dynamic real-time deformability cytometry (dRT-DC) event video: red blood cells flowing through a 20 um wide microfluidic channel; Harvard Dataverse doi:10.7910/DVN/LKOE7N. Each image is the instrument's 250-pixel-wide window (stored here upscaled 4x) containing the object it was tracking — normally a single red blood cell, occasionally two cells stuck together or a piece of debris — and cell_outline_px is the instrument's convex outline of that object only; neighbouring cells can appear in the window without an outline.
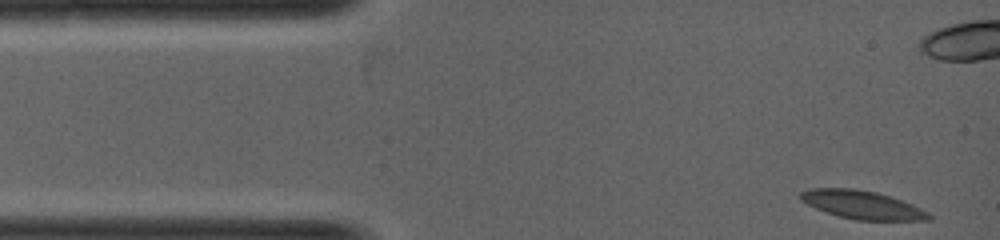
{"species": "common noctule bat (a hibernating species)", "species_latin": "Nyctalus noctula", "temperature_condition": "warm", "stored_images_in_passage": 32, "camera_frame_rate_fps": 5000, "um_per_image_px": 0.085, "animal": {"sex": "female", "body_mass_g": 19.0, "forearm_length_mm": 53.3}, "frame": {"image": 1, "passage_image": 1, "time_ms": 0.0, "image_size_px": [1000, 240], "cell_outline_px": [[932, 220], [856, 220], [840, 216], [816, 208], [800, 200], [800, 192], [808, 188], [856, 188], [876, 192], [912, 204], [928, 212], [932, 216]], "centroid_in_image_um": [73.28, 17.4], "position_along_channel_um": 11.7, "area_um2": 20.98}}
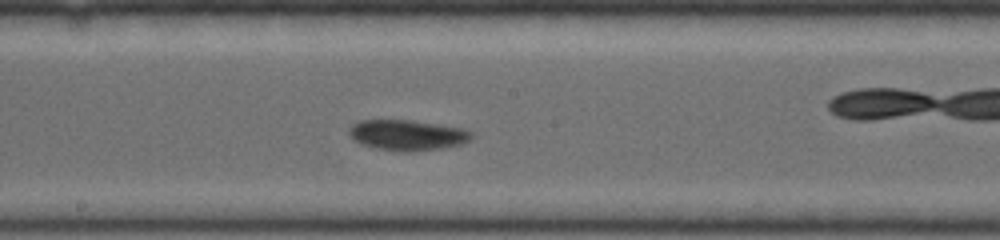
{"frame": {"image": 2, "passage_image": 17, "time_ms": 3.2, "image_size_px": [1000, 240], "cell_outline_px": [[472, 136], [468, 140], [460, 144], [440, 148], [416, 152], [408, 152], [376, 148], [360, 144], [352, 140], [348, 132], [348, 128], [352, 124], [360, 120], [412, 120], [464, 128], [472, 132]], "centroid_in_image_um": [34.57, 11.48], "position_along_channel_um": 213.6, "area_um2": 21.91}}
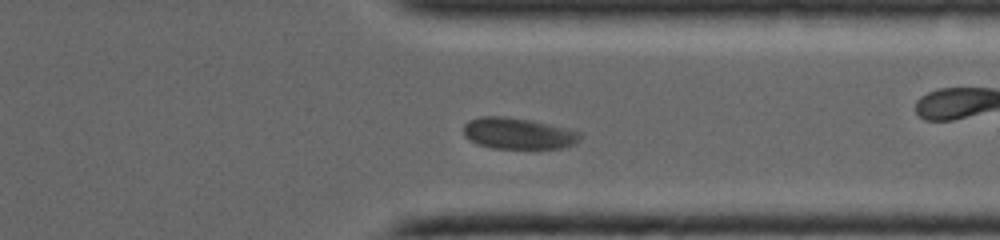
{"frame": {"image": 3, "passage_image": 26, "time_ms": 5.0, "image_size_px": [1000, 240], "cell_outline_px": [[580, 140], [572, 144], [560, 148], [492, 148], [476, 144], [468, 140], [464, 136], [464, 124], [468, 120], [480, 116], [504, 116], [532, 120], [568, 128], [580, 132]], "centroid_in_image_um": [44.0, 11.33], "position_along_channel_um": 367.4, "area_um2": 21.39}}